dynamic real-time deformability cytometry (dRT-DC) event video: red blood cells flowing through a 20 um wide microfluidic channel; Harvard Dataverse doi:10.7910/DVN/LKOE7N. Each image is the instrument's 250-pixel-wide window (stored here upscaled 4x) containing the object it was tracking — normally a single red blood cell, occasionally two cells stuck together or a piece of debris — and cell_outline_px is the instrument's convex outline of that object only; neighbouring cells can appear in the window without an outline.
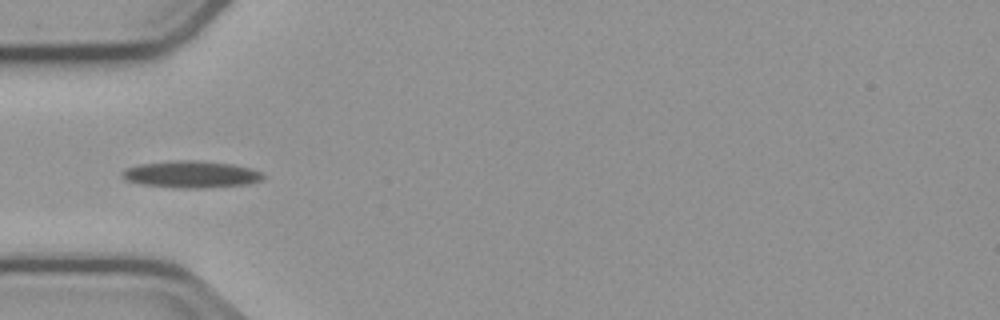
{"species": "common noctule bat (a hibernating species)", "species_latin": "Nyctalus noctula", "temperature_condition": "cold", "stored_images_in_passage": 8, "camera_frame_rate_fps": 3000, "um_per_image_px": 0.085, "animal": {"sex": "male", "body_mass_g": 23.1, "forearm_length_mm": 52.7}, "frame": {"image": 1, "passage_image": 6, "time_ms": 6.667, "image_size_px": [1000, 320], "cell_outline_px": [[264, 176], [260, 180], [248, 184], [204, 188], [176, 188], [140, 184], [124, 180], [120, 176], [120, 172], [128, 168], [140, 164], [168, 160], [200, 160], [232, 164], [264, 172]], "centroid_in_image_um": [16.2, 14.82], "position_along_channel_um": 68.8, "area_um2": 22.37}}
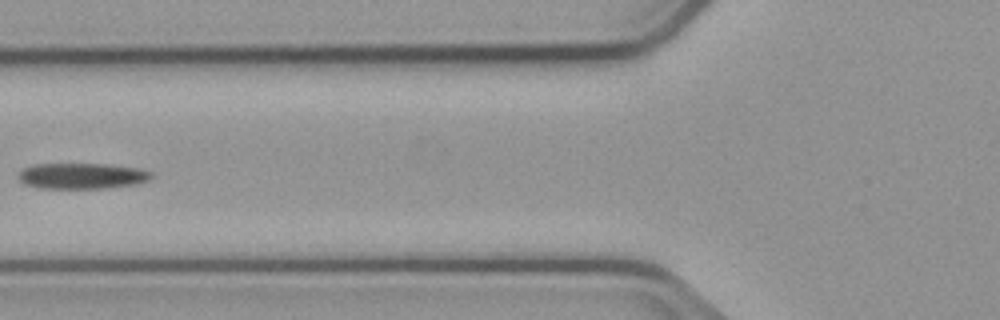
{"frame": {"image": 2, "passage_image": 7, "time_ms": 8.0, "image_size_px": [1000, 320], "cell_outline_px": [[152, 176], [148, 180], [136, 184], [104, 188], [36, 188], [24, 184], [16, 176], [16, 172], [32, 164], [108, 164], [140, 168], [152, 172]], "centroid_in_image_um": [6.91, 14.95], "position_along_channel_um": 118.9, "area_um2": 20.23}}
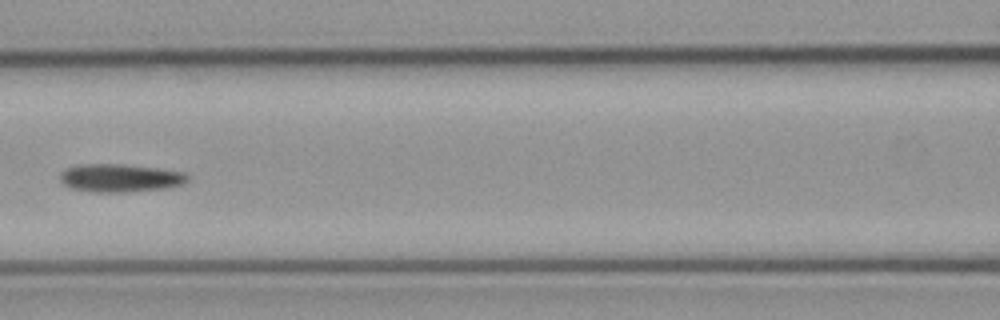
{"frame": {"image": 3, "passage_image": 8, "time_ms": 9.0, "image_size_px": [1000, 320], "cell_outline_px": [[188, 180], [180, 184], [164, 188], [124, 192], [92, 192], [68, 188], [60, 180], [60, 172], [76, 164], [120, 164], [156, 168], [184, 172], [188, 176]], "centroid_in_image_um": [10.14, 15.12], "position_along_channel_um": 156.5, "area_um2": 20.75}}